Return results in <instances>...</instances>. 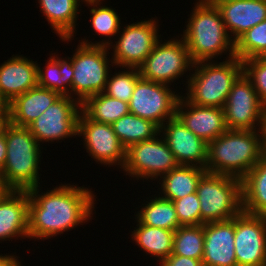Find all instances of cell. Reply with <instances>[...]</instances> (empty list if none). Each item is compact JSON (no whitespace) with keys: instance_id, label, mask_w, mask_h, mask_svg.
Segmentation results:
<instances>
[{"instance_id":"cell-1","label":"cell","mask_w":266,"mask_h":266,"mask_svg":"<svg viewBox=\"0 0 266 266\" xmlns=\"http://www.w3.org/2000/svg\"><path fill=\"white\" fill-rule=\"evenodd\" d=\"M40 186L28 190L29 239L48 240L93 219L96 195L92 187L61 183L43 193Z\"/></svg>"},{"instance_id":"cell-2","label":"cell","mask_w":266,"mask_h":266,"mask_svg":"<svg viewBox=\"0 0 266 266\" xmlns=\"http://www.w3.org/2000/svg\"><path fill=\"white\" fill-rule=\"evenodd\" d=\"M265 154V130H227L208 143L205 168L242 179Z\"/></svg>"},{"instance_id":"cell-3","label":"cell","mask_w":266,"mask_h":266,"mask_svg":"<svg viewBox=\"0 0 266 266\" xmlns=\"http://www.w3.org/2000/svg\"><path fill=\"white\" fill-rule=\"evenodd\" d=\"M188 14L186 29L181 38L185 41L193 63L235 57V42L228 34L216 5L208 0H196ZM229 54H228V53Z\"/></svg>"},{"instance_id":"cell-4","label":"cell","mask_w":266,"mask_h":266,"mask_svg":"<svg viewBox=\"0 0 266 266\" xmlns=\"http://www.w3.org/2000/svg\"><path fill=\"white\" fill-rule=\"evenodd\" d=\"M5 141L6 161L0 172V180L4 186L8 190L28 191L40 185L43 145L41 147L28 127L11 123L6 127Z\"/></svg>"},{"instance_id":"cell-5","label":"cell","mask_w":266,"mask_h":266,"mask_svg":"<svg viewBox=\"0 0 266 266\" xmlns=\"http://www.w3.org/2000/svg\"><path fill=\"white\" fill-rule=\"evenodd\" d=\"M191 72L186 93L181 94L195 105L223 108L233 83L243 73V61L237 57L201 61L193 63Z\"/></svg>"},{"instance_id":"cell-6","label":"cell","mask_w":266,"mask_h":266,"mask_svg":"<svg viewBox=\"0 0 266 266\" xmlns=\"http://www.w3.org/2000/svg\"><path fill=\"white\" fill-rule=\"evenodd\" d=\"M201 225L228 221L243 212L242 180L206 172L198 182Z\"/></svg>"},{"instance_id":"cell-7","label":"cell","mask_w":266,"mask_h":266,"mask_svg":"<svg viewBox=\"0 0 266 266\" xmlns=\"http://www.w3.org/2000/svg\"><path fill=\"white\" fill-rule=\"evenodd\" d=\"M110 49L102 45L79 43L73 51L72 98L81 105L95 94L104 92L108 75L114 66ZM109 57V58H108ZM111 63V64H109Z\"/></svg>"},{"instance_id":"cell-8","label":"cell","mask_w":266,"mask_h":266,"mask_svg":"<svg viewBox=\"0 0 266 266\" xmlns=\"http://www.w3.org/2000/svg\"><path fill=\"white\" fill-rule=\"evenodd\" d=\"M176 37L169 38V40L164 39V42L161 39L156 43L152 52L138 68L141 78L171 86L172 83L176 84L175 82L180 77L183 79L185 76L187 81L181 82H186L184 85H187L193 62L185 41L179 36Z\"/></svg>"},{"instance_id":"cell-9","label":"cell","mask_w":266,"mask_h":266,"mask_svg":"<svg viewBox=\"0 0 266 266\" xmlns=\"http://www.w3.org/2000/svg\"><path fill=\"white\" fill-rule=\"evenodd\" d=\"M143 20L122 25L117 41L108 46L113 51L110 55L115 67L112 68H139L161 39L157 17Z\"/></svg>"},{"instance_id":"cell-10","label":"cell","mask_w":266,"mask_h":266,"mask_svg":"<svg viewBox=\"0 0 266 266\" xmlns=\"http://www.w3.org/2000/svg\"><path fill=\"white\" fill-rule=\"evenodd\" d=\"M179 164L161 134L153 139L130 145L126 149L125 163L122 168L125 176L133 180L158 181ZM136 178V179H135ZM150 179V180H148Z\"/></svg>"},{"instance_id":"cell-11","label":"cell","mask_w":266,"mask_h":266,"mask_svg":"<svg viewBox=\"0 0 266 266\" xmlns=\"http://www.w3.org/2000/svg\"><path fill=\"white\" fill-rule=\"evenodd\" d=\"M223 110L228 130L266 128V105L244 72L233 83Z\"/></svg>"},{"instance_id":"cell-12","label":"cell","mask_w":266,"mask_h":266,"mask_svg":"<svg viewBox=\"0 0 266 266\" xmlns=\"http://www.w3.org/2000/svg\"><path fill=\"white\" fill-rule=\"evenodd\" d=\"M81 104L70 96H60L28 128L38 143H60V140L77 139ZM42 143V144H41Z\"/></svg>"},{"instance_id":"cell-13","label":"cell","mask_w":266,"mask_h":266,"mask_svg":"<svg viewBox=\"0 0 266 266\" xmlns=\"http://www.w3.org/2000/svg\"><path fill=\"white\" fill-rule=\"evenodd\" d=\"M163 83L140 78L128 103L129 112L161 127L176 116L180 92Z\"/></svg>"},{"instance_id":"cell-14","label":"cell","mask_w":266,"mask_h":266,"mask_svg":"<svg viewBox=\"0 0 266 266\" xmlns=\"http://www.w3.org/2000/svg\"><path fill=\"white\" fill-rule=\"evenodd\" d=\"M77 136L83 139V146L88 155L101 166L118 169L123 168L126 158V148L121 144L113 131L112 125L95 122L83 111L78 119Z\"/></svg>"},{"instance_id":"cell-15","label":"cell","mask_w":266,"mask_h":266,"mask_svg":"<svg viewBox=\"0 0 266 266\" xmlns=\"http://www.w3.org/2000/svg\"><path fill=\"white\" fill-rule=\"evenodd\" d=\"M234 248L237 266H266V216H235Z\"/></svg>"},{"instance_id":"cell-16","label":"cell","mask_w":266,"mask_h":266,"mask_svg":"<svg viewBox=\"0 0 266 266\" xmlns=\"http://www.w3.org/2000/svg\"><path fill=\"white\" fill-rule=\"evenodd\" d=\"M160 134L179 165L206 167L208 143L192 133L177 116L160 127Z\"/></svg>"},{"instance_id":"cell-17","label":"cell","mask_w":266,"mask_h":266,"mask_svg":"<svg viewBox=\"0 0 266 266\" xmlns=\"http://www.w3.org/2000/svg\"><path fill=\"white\" fill-rule=\"evenodd\" d=\"M176 116L192 133L206 143L228 130L223 108L198 106L189 102L183 95L178 100Z\"/></svg>"},{"instance_id":"cell-18","label":"cell","mask_w":266,"mask_h":266,"mask_svg":"<svg viewBox=\"0 0 266 266\" xmlns=\"http://www.w3.org/2000/svg\"><path fill=\"white\" fill-rule=\"evenodd\" d=\"M218 8L226 30L236 42L245 32L266 20V0H208Z\"/></svg>"},{"instance_id":"cell-19","label":"cell","mask_w":266,"mask_h":266,"mask_svg":"<svg viewBox=\"0 0 266 266\" xmlns=\"http://www.w3.org/2000/svg\"><path fill=\"white\" fill-rule=\"evenodd\" d=\"M204 266H237L234 235L235 217L228 221L203 224Z\"/></svg>"},{"instance_id":"cell-20","label":"cell","mask_w":266,"mask_h":266,"mask_svg":"<svg viewBox=\"0 0 266 266\" xmlns=\"http://www.w3.org/2000/svg\"><path fill=\"white\" fill-rule=\"evenodd\" d=\"M28 215V191L7 190L0 198V243L29 239Z\"/></svg>"},{"instance_id":"cell-21","label":"cell","mask_w":266,"mask_h":266,"mask_svg":"<svg viewBox=\"0 0 266 266\" xmlns=\"http://www.w3.org/2000/svg\"><path fill=\"white\" fill-rule=\"evenodd\" d=\"M37 61L12 55L0 65V93L12 101L16 96L38 86Z\"/></svg>"},{"instance_id":"cell-22","label":"cell","mask_w":266,"mask_h":266,"mask_svg":"<svg viewBox=\"0 0 266 266\" xmlns=\"http://www.w3.org/2000/svg\"><path fill=\"white\" fill-rule=\"evenodd\" d=\"M61 95L58 92L36 86L16 96L10 102V123L28 127Z\"/></svg>"},{"instance_id":"cell-23","label":"cell","mask_w":266,"mask_h":266,"mask_svg":"<svg viewBox=\"0 0 266 266\" xmlns=\"http://www.w3.org/2000/svg\"><path fill=\"white\" fill-rule=\"evenodd\" d=\"M80 2L84 4V0H38L39 11L45 16L53 33L67 44L73 40L77 31Z\"/></svg>"},{"instance_id":"cell-24","label":"cell","mask_w":266,"mask_h":266,"mask_svg":"<svg viewBox=\"0 0 266 266\" xmlns=\"http://www.w3.org/2000/svg\"><path fill=\"white\" fill-rule=\"evenodd\" d=\"M206 172V168L199 166L178 165L158 179L159 191L155 192L170 201L181 199L196 192L198 182Z\"/></svg>"},{"instance_id":"cell-25","label":"cell","mask_w":266,"mask_h":266,"mask_svg":"<svg viewBox=\"0 0 266 266\" xmlns=\"http://www.w3.org/2000/svg\"><path fill=\"white\" fill-rule=\"evenodd\" d=\"M50 54L46 66L41 68V64H37L38 86L72 98V58L59 57L55 52Z\"/></svg>"},{"instance_id":"cell-26","label":"cell","mask_w":266,"mask_h":266,"mask_svg":"<svg viewBox=\"0 0 266 266\" xmlns=\"http://www.w3.org/2000/svg\"><path fill=\"white\" fill-rule=\"evenodd\" d=\"M137 227L131 231V240L149 257L159 264L172 254L174 231L141 224L136 218Z\"/></svg>"},{"instance_id":"cell-27","label":"cell","mask_w":266,"mask_h":266,"mask_svg":"<svg viewBox=\"0 0 266 266\" xmlns=\"http://www.w3.org/2000/svg\"><path fill=\"white\" fill-rule=\"evenodd\" d=\"M241 180L243 212L266 216V154Z\"/></svg>"},{"instance_id":"cell-28","label":"cell","mask_w":266,"mask_h":266,"mask_svg":"<svg viewBox=\"0 0 266 266\" xmlns=\"http://www.w3.org/2000/svg\"><path fill=\"white\" fill-rule=\"evenodd\" d=\"M105 0H84V3L91 7L90 11V26L94 29V33L100 37L105 36V39H101L99 42H92L84 37L79 40V43L84 45H102L109 46L113 42L114 36L118 35L121 29V16L118 15V12L115 8L108 7V5H103ZM93 6V7H92ZM113 36V37H112ZM112 37V39H111ZM108 38V39H107ZM107 39V40H106ZM90 41V42H89Z\"/></svg>"},{"instance_id":"cell-29","label":"cell","mask_w":266,"mask_h":266,"mask_svg":"<svg viewBox=\"0 0 266 266\" xmlns=\"http://www.w3.org/2000/svg\"><path fill=\"white\" fill-rule=\"evenodd\" d=\"M151 196L146 198L147 201L142 204L143 206L141 205L140 210L139 205L136 207L138 211L134 214V218L141 224L150 227H159L171 231L179 228L181 225L179 224L173 201L164 199L158 194Z\"/></svg>"},{"instance_id":"cell-30","label":"cell","mask_w":266,"mask_h":266,"mask_svg":"<svg viewBox=\"0 0 266 266\" xmlns=\"http://www.w3.org/2000/svg\"><path fill=\"white\" fill-rule=\"evenodd\" d=\"M112 128L126 149L130 145L153 139L160 134V127L157 124L130 112L115 121Z\"/></svg>"},{"instance_id":"cell-31","label":"cell","mask_w":266,"mask_h":266,"mask_svg":"<svg viewBox=\"0 0 266 266\" xmlns=\"http://www.w3.org/2000/svg\"><path fill=\"white\" fill-rule=\"evenodd\" d=\"M81 108L91 120L110 125L129 113L127 102L109 97L103 92L89 97Z\"/></svg>"},{"instance_id":"cell-32","label":"cell","mask_w":266,"mask_h":266,"mask_svg":"<svg viewBox=\"0 0 266 266\" xmlns=\"http://www.w3.org/2000/svg\"><path fill=\"white\" fill-rule=\"evenodd\" d=\"M203 250V225L180 226L174 231L172 254L202 260Z\"/></svg>"},{"instance_id":"cell-33","label":"cell","mask_w":266,"mask_h":266,"mask_svg":"<svg viewBox=\"0 0 266 266\" xmlns=\"http://www.w3.org/2000/svg\"><path fill=\"white\" fill-rule=\"evenodd\" d=\"M266 55V20L245 32L235 42V57L240 60L262 58Z\"/></svg>"},{"instance_id":"cell-34","label":"cell","mask_w":266,"mask_h":266,"mask_svg":"<svg viewBox=\"0 0 266 266\" xmlns=\"http://www.w3.org/2000/svg\"><path fill=\"white\" fill-rule=\"evenodd\" d=\"M118 72L108 75L104 94L129 103L137 81L141 78L138 68L120 67Z\"/></svg>"},{"instance_id":"cell-35","label":"cell","mask_w":266,"mask_h":266,"mask_svg":"<svg viewBox=\"0 0 266 266\" xmlns=\"http://www.w3.org/2000/svg\"><path fill=\"white\" fill-rule=\"evenodd\" d=\"M181 226L201 225L200 202L197 193L173 201Z\"/></svg>"},{"instance_id":"cell-36","label":"cell","mask_w":266,"mask_h":266,"mask_svg":"<svg viewBox=\"0 0 266 266\" xmlns=\"http://www.w3.org/2000/svg\"><path fill=\"white\" fill-rule=\"evenodd\" d=\"M243 72L252 82L259 99L266 105V60L263 58L244 60Z\"/></svg>"},{"instance_id":"cell-37","label":"cell","mask_w":266,"mask_h":266,"mask_svg":"<svg viewBox=\"0 0 266 266\" xmlns=\"http://www.w3.org/2000/svg\"><path fill=\"white\" fill-rule=\"evenodd\" d=\"M159 266H204L202 260L171 254Z\"/></svg>"},{"instance_id":"cell-38","label":"cell","mask_w":266,"mask_h":266,"mask_svg":"<svg viewBox=\"0 0 266 266\" xmlns=\"http://www.w3.org/2000/svg\"><path fill=\"white\" fill-rule=\"evenodd\" d=\"M7 145L5 141V132L3 134H0V172L2 171L4 167V163L6 161V151Z\"/></svg>"},{"instance_id":"cell-39","label":"cell","mask_w":266,"mask_h":266,"mask_svg":"<svg viewBox=\"0 0 266 266\" xmlns=\"http://www.w3.org/2000/svg\"><path fill=\"white\" fill-rule=\"evenodd\" d=\"M19 256L16 255H8L6 254H0V266H12L17 260H18Z\"/></svg>"},{"instance_id":"cell-40","label":"cell","mask_w":266,"mask_h":266,"mask_svg":"<svg viewBox=\"0 0 266 266\" xmlns=\"http://www.w3.org/2000/svg\"><path fill=\"white\" fill-rule=\"evenodd\" d=\"M0 114H10V101L0 93Z\"/></svg>"},{"instance_id":"cell-41","label":"cell","mask_w":266,"mask_h":266,"mask_svg":"<svg viewBox=\"0 0 266 266\" xmlns=\"http://www.w3.org/2000/svg\"><path fill=\"white\" fill-rule=\"evenodd\" d=\"M10 124V114H0V134H3Z\"/></svg>"},{"instance_id":"cell-42","label":"cell","mask_w":266,"mask_h":266,"mask_svg":"<svg viewBox=\"0 0 266 266\" xmlns=\"http://www.w3.org/2000/svg\"><path fill=\"white\" fill-rule=\"evenodd\" d=\"M8 189L4 186V184L2 183V181L0 180V198L2 197V195L7 191Z\"/></svg>"},{"instance_id":"cell-43","label":"cell","mask_w":266,"mask_h":266,"mask_svg":"<svg viewBox=\"0 0 266 266\" xmlns=\"http://www.w3.org/2000/svg\"><path fill=\"white\" fill-rule=\"evenodd\" d=\"M21 261L19 259L12 266H22Z\"/></svg>"}]
</instances>
